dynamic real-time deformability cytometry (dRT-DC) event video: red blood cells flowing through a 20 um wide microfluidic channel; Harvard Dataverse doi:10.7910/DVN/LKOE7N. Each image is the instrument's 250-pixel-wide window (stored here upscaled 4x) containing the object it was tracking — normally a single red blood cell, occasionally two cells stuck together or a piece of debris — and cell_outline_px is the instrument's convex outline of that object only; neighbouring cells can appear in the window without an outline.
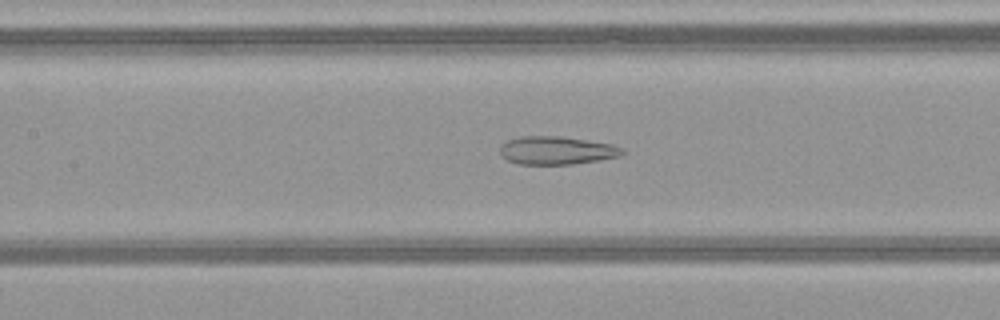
{"species": "common noctule bat (a hibernating species)", "species_latin": "Nyctalus noctula", "temperature_condition": "warm", "stored_images_in_passage": 45, "camera_frame_rate_fps": 3000, "um_per_image_px": 0.085, "animal": {"sex": "female", "body_mass_g": 21.9}, "frame": {"image": 1, "passage_image": 21, "time_ms": 6.667, "image_size_px": [1000, 320], "cell_outline_px": [[624, 152], [620, 156], [600, 160], [572, 164], [520, 164], [508, 160], [500, 156], [500, 144], [504, 140], [520, 136], [560, 136], [612, 144], [624, 148]], "centroid_in_image_um": [47.27, 12.78], "position_along_channel_um": 160.1, "area_um2": 20.23}}
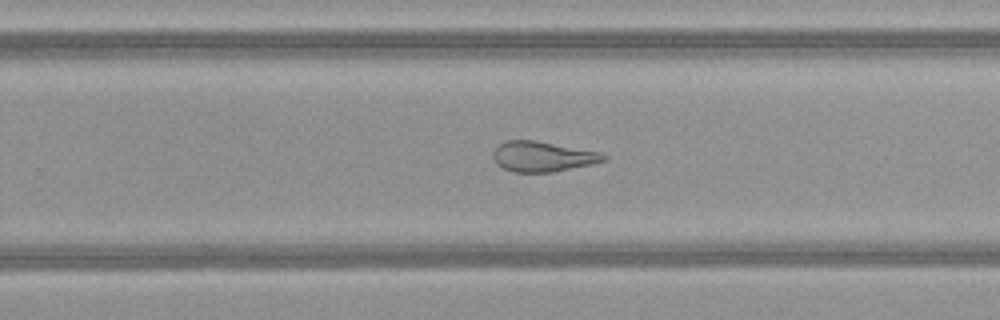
{"frame": {"image": 2, "passage_image": 30, "time_ms": 9.667, "image_size_px": [1000, 320], "cell_outline_px": [[608, 156], [604, 160], [592, 164], [552, 172], [512, 172], [496, 164], [492, 156], [492, 152], [504, 140], [532, 140], [600, 152]], "centroid_in_image_um": [46.08, 13.31], "position_along_channel_um": 283.7, "area_um2": 19.31}}
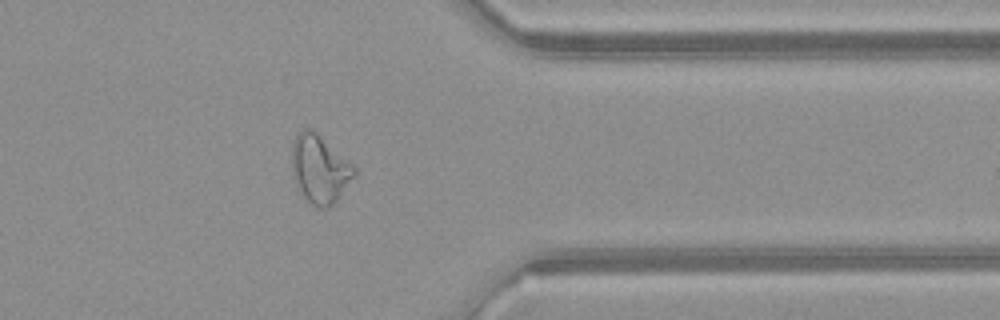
{"frame": {"image": 3, "passage_image": 38, "time_ms": 12.333, "image_size_px": [1000, 320], "cell_outline_px": [[356, 176], [336, 200], [328, 208], [316, 208], [308, 204], [296, 184], [292, 176], [292, 144], [296, 136], [304, 128], [308, 128], [352, 164], [356, 168]], "centroid_in_image_um": [27.16, 14.45], "position_along_channel_um": 384.2, "area_um2": 24.33}}